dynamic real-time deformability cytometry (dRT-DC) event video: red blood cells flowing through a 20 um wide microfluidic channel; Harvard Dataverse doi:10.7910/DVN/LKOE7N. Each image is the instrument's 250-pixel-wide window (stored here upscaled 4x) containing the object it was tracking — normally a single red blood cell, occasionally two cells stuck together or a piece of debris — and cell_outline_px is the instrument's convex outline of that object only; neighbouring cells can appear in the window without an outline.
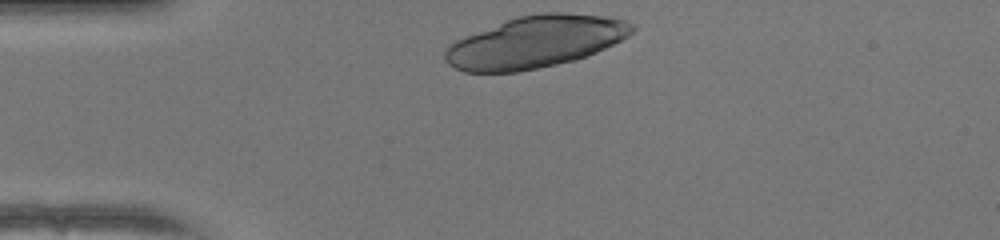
{"species": "human", "species_latin": "Homo sapiens", "temperature_condition": "warm", "stored_images_in_passage": 29, "camera_frame_rate_fps": 3000, "um_per_image_px": 0.085, "donor": {"sex": "female"}, "frame": {"image": 1, "passage_image": 1, "time_ms": 0.0, "image_size_px": [1000, 240], "cell_outline_px": [[636, 28], [628, 36], [596, 52], [576, 60], [516, 72], [464, 72], [448, 64], [444, 60], [444, 52], [456, 40], [504, 20], [516, 16], [544, 12], [560, 12], [608, 16], [624, 20], [636, 24]], "centroid_in_image_um": [45.53, 3.55], "position_along_channel_um": 39.5, "area_um2": 56.41}}